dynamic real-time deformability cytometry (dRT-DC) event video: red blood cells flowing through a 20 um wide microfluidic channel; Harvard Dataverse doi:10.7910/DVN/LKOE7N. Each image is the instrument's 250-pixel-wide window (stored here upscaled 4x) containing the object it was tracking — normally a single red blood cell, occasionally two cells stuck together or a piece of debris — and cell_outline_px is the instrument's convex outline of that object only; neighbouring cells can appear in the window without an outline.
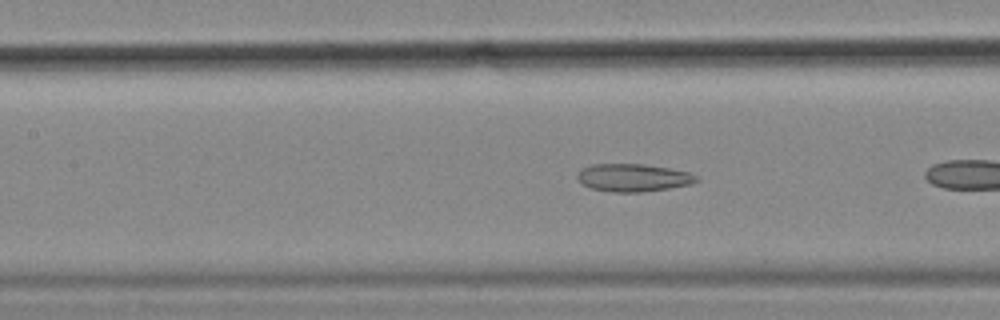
{"species": "common noctule bat (a hibernating species)", "species_latin": "Nyctalus noctula", "temperature_condition": "cold", "stored_images_in_passage": 27, "camera_frame_rate_fps": 3000, "um_per_image_px": 0.085, "animal": {"sex": "female", "body_mass_g": 18.4}, "frame": {"image": 1, "passage_image": 8, "time_ms": 2.333, "image_size_px": [1000, 320], "cell_outline_px": [[700, 180], [692, 184], [668, 188], [640, 192], [612, 192], [592, 188], [584, 184], [576, 176], [584, 168], [592, 164], [644, 164], [668, 168], [688, 172], [700, 176]], "centroid_in_image_um": [53.89, 15.1], "position_along_channel_um": 153.5, "area_um2": 19.07}}
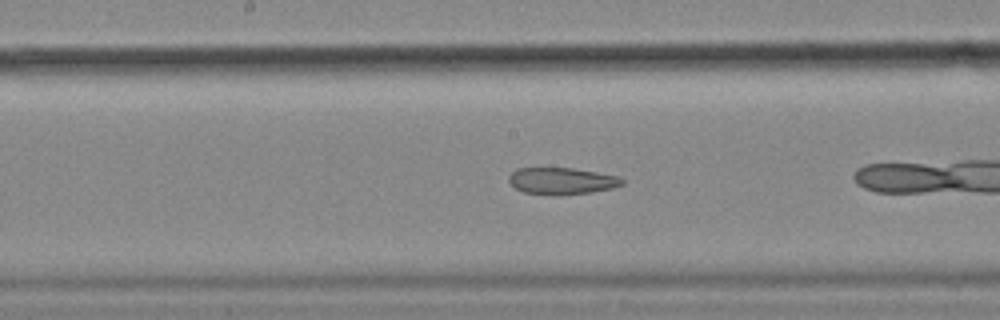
{"frame": {"image": 2, "passage_image": 12, "time_ms": 3.667, "image_size_px": [1000, 320], "cell_outline_px": [[624, 184], [612, 188], [592, 192], [560, 196], [524, 192], [516, 188], [508, 180], [508, 176], [516, 168], [572, 168], [620, 176], [624, 180]], "centroid_in_image_um": [47.77, 15.38], "position_along_channel_um": 200.4, "area_um2": 17.8}}